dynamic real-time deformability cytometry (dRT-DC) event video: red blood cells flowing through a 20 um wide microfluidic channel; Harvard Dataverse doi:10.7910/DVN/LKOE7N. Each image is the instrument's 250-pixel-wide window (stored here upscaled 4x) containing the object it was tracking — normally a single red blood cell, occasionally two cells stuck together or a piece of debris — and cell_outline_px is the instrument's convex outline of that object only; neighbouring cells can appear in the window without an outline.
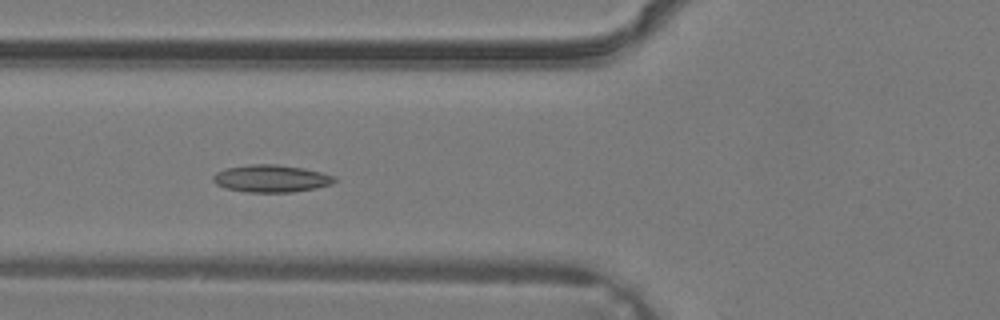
{"species": "common noctule bat (a hibernating species)", "species_latin": "Nyctalus noctula", "temperature_condition": "warm", "stored_images_in_passage": 30, "camera_frame_rate_fps": 3000, "um_per_image_px": 0.085, "animal": {"sex": "male", "body_mass_g": 19.2, "forearm_length_mm": 51.8}, "frame": {"image": 1, "passage_image": 6, "time_ms": 1.667, "image_size_px": [1000, 320], "cell_outline_px": [[336, 180], [332, 184], [316, 188], [292, 192], [248, 192], [224, 188], [216, 184], [212, 180], [212, 176], [216, 172], [228, 168], [252, 164], [276, 164], [304, 168], [336, 176]], "centroid_in_image_um": [23.05, 15.18], "position_along_channel_um": 102.7, "area_um2": 19.36}}
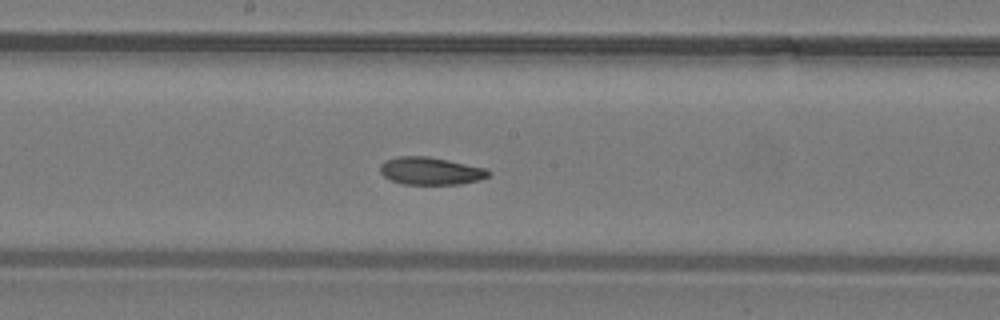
{"frame": {"image": 2, "passage_image": 12, "time_ms": 3.667, "image_size_px": [1000, 320], "cell_outline_px": [[492, 172], [488, 176], [480, 180], [460, 184], [404, 184], [392, 180], [384, 176], [380, 172], [380, 164], [384, 160], [400, 156], [428, 156], [488, 168]], "centroid_in_image_um": [36.63, 14.52], "position_along_channel_um": 211.6, "area_um2": 17.51}}
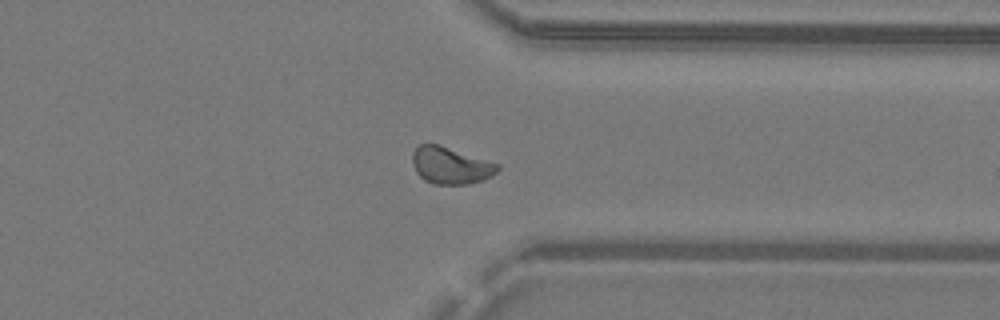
{"frame": {"image": 3, "passage_image": 21, "time_ms": 6.667, "image_size_px": [1000, 320], "cell_outline_px": [[500, 168], [492, 176], [484, 180], [468, 184], [432, 184], [424, 180], [416, 172], [412, 164], [412, 152], [420, 144], [436, 144], [500, 164]], "centroid_in_image_um": [38.29, 14.08], "position_along_channel_um": 373.1, "area_um2": 18.26}}